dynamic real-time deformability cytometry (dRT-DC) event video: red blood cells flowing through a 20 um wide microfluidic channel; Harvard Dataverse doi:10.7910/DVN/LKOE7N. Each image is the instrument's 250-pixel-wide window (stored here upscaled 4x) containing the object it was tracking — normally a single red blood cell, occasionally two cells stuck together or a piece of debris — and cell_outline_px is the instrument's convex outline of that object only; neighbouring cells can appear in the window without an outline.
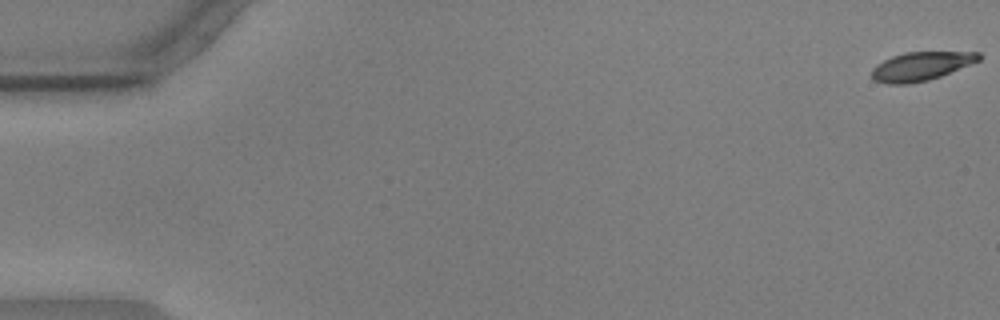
{"species": "common noctule bat (a hibernating species)", "species_latin": "Nyctalus noctula", "temperature_condition": "warm", "stored_images_in_passage": 5, "camera_frame_rate_fps": 3000, "um_per_image_px": 0.085, "animal": {"sex": "male", "body_mass_g": 17.9, "forearm_length_mm": 54.2}, "frame": {"image": 1, "passage_image": 1, "time_ms": 0.0, "image_size_px": [1000, 320], "cell_outline_px": [[980, 60], [940, 76], [928, 80], [908, 84], [888, 84], [876, 80], [872, 76], [872, 68], [876, 64], [892, 56], [904, 52], [980, 52]], "centroid_in_image_um": [78.27, 5.62], "position_along_channel_um": 6.7, "area_um2": 17.69}}